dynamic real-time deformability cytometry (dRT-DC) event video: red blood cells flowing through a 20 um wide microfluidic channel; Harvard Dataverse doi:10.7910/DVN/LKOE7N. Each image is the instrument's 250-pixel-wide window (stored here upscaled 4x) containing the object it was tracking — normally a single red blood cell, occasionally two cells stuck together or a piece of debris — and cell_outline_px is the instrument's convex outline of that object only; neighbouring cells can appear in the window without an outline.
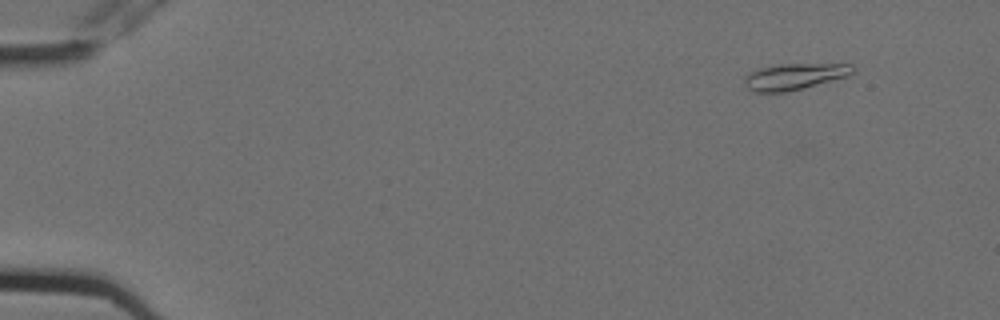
{"species": "Egyptian fruit bat (a non-hibernating species)", "species_latin": "Rousettus aegyptiacus", "temperature_condition": "cold", "stored_images_in_passage": 6, "camera_frame_rate_fps": 3000, "um_per_image_px": 0.085, "animal": {"sex": "female"}, "frame": {"image": 1, "passage_image": 2, "time_ms": 0.333, "image_size_px": [1000, 320], "cell_outline_px": [[856, 68], [848, 76], [804, 88], [788, 92], [752, 92], [744, 84], [744, 76], [760, 68], [780, 64], [852, 64]], "centroid_in_image_um": [67.53, 6.51], "position_along_channel_um": 17.5, "area_um2": 16.59}}
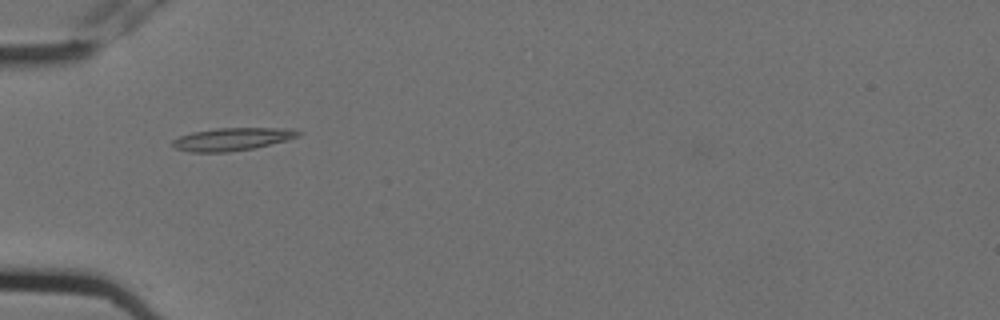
{"frame": {"image": 2, "passage_image": 6, "time_ms": 1.667, "image_size_px": [1000, 320], "cell_outline_px": [[300, 136], [288, 140], [252, 148], [228, 152], [192, 152], [176, 148], [172, 144], [172, 140], [180, 136], [192, 132], [216, 128], [288, 128], [300, 132]], "centroid_in_image_um": [19.73, 11.82], "position_along_channel_um": 65.3, "area_um2": 16.53}}